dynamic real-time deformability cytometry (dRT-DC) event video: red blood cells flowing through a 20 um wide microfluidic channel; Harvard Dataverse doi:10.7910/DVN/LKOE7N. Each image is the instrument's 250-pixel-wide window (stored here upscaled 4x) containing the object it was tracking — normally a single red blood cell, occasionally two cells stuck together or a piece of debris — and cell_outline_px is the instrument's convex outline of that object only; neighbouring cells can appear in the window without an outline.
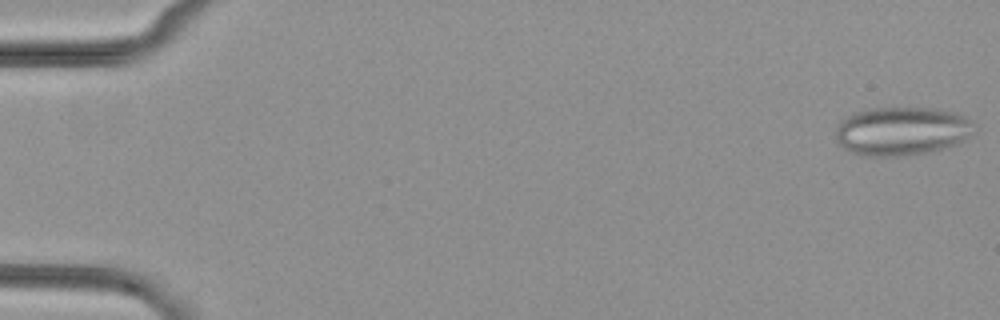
{"species": "common noctule bat (a hibernating species)", "species_latin": "Nyctalus noctula", "temperature_condition": "cold", "stored_images_in_passage": 53, "camera_frame_rate_fps": 3000, "um_per_image_px": 0.085, "animal": {"sex": "female", "body_mass_g": 29.2, "forearm_length_mm": 56.3}, "frame": {"image": 1, "passage_image": 1, "time_ms": 0.0, "image_size_px": [1000, 320], "cell_outline_px": [[976, 132], [952, 144], [928, 152], [900, 156], [864, 156], [852, 152], [844, 148], [836, 140], [836, 124], [840, 120], [856, 112], [872, 108], [932, 108], [952, 112], [964, 116], [972, 120], [976, 124]], "centroid_in_image_um": [76.63, 11.13], "position_along_channel_um": 8.4, "area_um2": 39.07}}
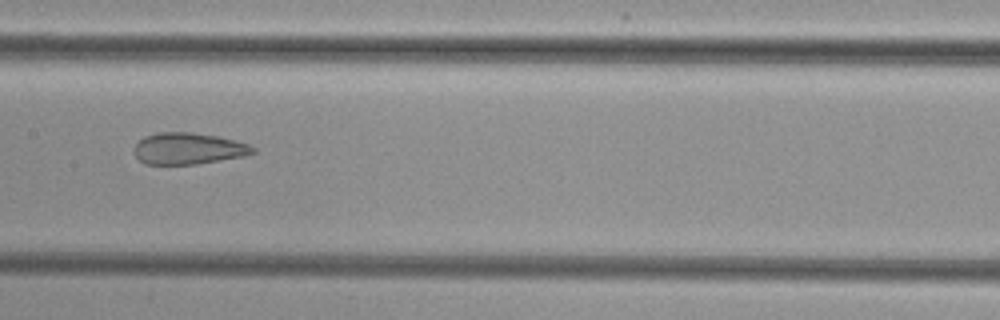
{"frame": {"image": 2, "passage_image": 27, "time_ms": 8.667, "image_size_px": [1000, 320], "cell_outline_px": [[256, 152], [244, 156], [196, 164], [144, 164], [136, 156], [132, 148], [144, 136], [156, 132], [192, 132], [216, 136], [236, 140], [248, 144], [256, 148]], "centroid_in_image_um": [16.0, 12.62], "position_along_channel_um": 191.4, "area_um2": 21.91}}
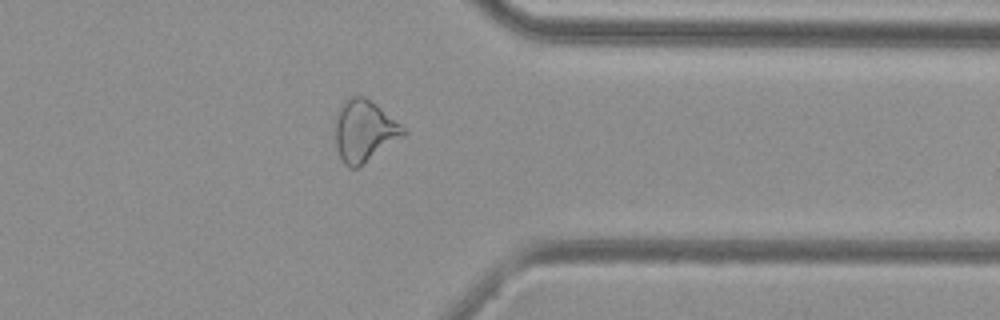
{"frame": {"image": 3, "passage_image": 42, "time_ms": 13.667, "image_size_px": [1000, 320], "cell_outline_px": [[408, 132], [404, 136], [356, 168], [348, 168], [344, 164], [340, 156], [336, 144], [336, 120], [340, 108], [348, 96], [364, 96], [376, 104], [400, 124]], "centroid_in_image_um": [30.97, 11.12], "position_along_channel_um": 380.4, "area_um2": 23.93}}